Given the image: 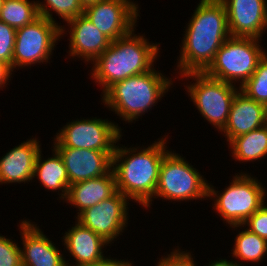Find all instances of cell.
<instances>
[{"label":"cell","mask_w":267,"mask_h":266,"mask_svg":"<svg viewBox=\"0 0 267 266\" xmlns=\"http://www.w3.org/2000/svg\"><path fill=\"white\" fill-rule=\"evenodd\" d=\"M189 19L177 56L175 77L188 72H204L218 49L230 37L227 12L221 0H199ZM178 73V75H177Z\"/></svg>","instance_id":"cell-1"},{"label":"cell","mask_w":267,"mask_h":266,"mask_svg":"<svg viewBox=\"0 0 267 266\" xmlns=\"http://www.w3.org/2000/svg\"><path fill=\"white\" fill-rule=\"evenodd\" d=\"M167 140L165 134L146 147L143 144L127 147L119 143L120 138L112 156L117 191L146 210L152 208L160 165L170 151Z\"/></svg>","instance_id":"cell-2"},{"label":"cell","mask_w":267,"mask_h":266,"mask_svg":"<svg viewBox=\"0 0 267 266\" xmlns=\"http://www.w3.org/2000/svg\"><path fill=\"white\" fill-rule=\"evenodd\" d=\"M135 30L112 41L92 63L89 79L101 87V95L118 81L150 71L158 61L161 44L149 41L145 34H135Z\"/></svg>","instance_id":"cell-3"},{"label":"cell","mask_w":267,"mask_h":266,"mask_svg":"<svg viewBox=\"0 0 267 266\" xmlns=\"http://www.w3.org/2000/svg\"><path fill=\"white\" fill-rule=\"evenodd\" d=\"M176 79L175 76L166 77L153 67L148 72L114 83L100 95L101 104L125 124L135 123L170 92Z\"/></svg>","instance_id":"cell-4"},{"label":"cell","mask_w":267,"mask_h":266,"mask_svg":"<svg viewBox=\"0 0 267 266\" xmlns=\"http://www.w3.org/2000/svg\"><path fill=\"white\" fill-rule=\"evenodd\" d=\"M231 177V182L223 191L208 183V199L214 201L213 211L219 214L226 226L242 225L267 201L265 185L258 177L245 171Z\"/></svg>","instance_id":"cell-5"},{"label":"cell","mask_w":267,"mask_h":266,"mask_svg":"<svg viewBox=\"0 0 267 266\" xmlns=\"http://www.w3.org/2000/svg\"><path fill=\"white\" fill-rule=\"evenodd\" d=\"M184 80L189 100L199 111L205 122H209L220 133L228 120L232 102L239 87L227 82L212 78L205 72H188L177 76ZM190 79H193L191 82ZM194 81V82H193ZM193 82V83H192ZM189 83V84H188Z\"/></svg>","instance_id":"cell-6"},{"label":"cell","mask_w":267,"mask_h":266,"mask_svg":"<svg viewBox=\"0 0 267 266\" xmlns=\"http://www.w3.org/2000/svg\"><path fill=\"white\" fill-rule=\"evenodd\" d=\"M261 41L256 38L230 36L204 72L212 78L241 88L256 71L260 59L267 52L260 45Z\"/></svg>","instance_id":"cell-7"},{"label":"cell","mask_w":267,"mask_h":266,"mask_svg":"<svg viewBox=\"0 0 267 266\" xmlns=\"http://www.w3.org/2000/svg\"><path fill=\"white\" fill-rule=\"evenodd\" d=\"M189 163L185 156L176 150L171 149L164 156L159 169L154 200L158 197L165 201L180 203L208 200V180Z\"/></svg>","instance_id":"cell-8"},{"label":"cell","mask_w":267,"mask_h":266,"mask_svg":"<svg viewBox=\"0 0 267 266\" xmlns=\"http://www.w3.org/2000/svg\"><path fill=\"white\" fill-rule=\"evenodd\" d=\"M60 24L39 16L32 23L16 29L13 52V73L24 68L52 61L51 57L61 36ZM57 43V44H56ZM15 70V71H14Z\"/></svg>","instance_id":"cell-9"},{"label":"cell","mask_w":267,"mask_h":266,"mask_svg":"<svg viewBox=\"0 0 267 266\" xmlns=\"http://www.w3.org/2000/svg\"><path fill=\"white\" fill-rule=\"evenodd\" d=\"M122 130L118 123L108 118H76L57 130L52 147L115 151L116 144L123 137Z\"/></svg>","instance_id":"cell-10"},{"label":"cell","mask_w":267,"mask_h":266,"mask_svg":"<svg viewBox=\"0 0 267 266\" xmlns=\"http://www.w3.org/2000/svg\"><path fill=\"white\" fill-rule=\"evenodd\" d=\"M129 202L130 200L125 195L117 191L110 198L86 208L74 218L111 245L119 240V236L123 235L122 233L128 226Z\"/></svg>","instance_id":"cell-11"},{"label":"cell","mask_w":267,"mask_h":266,"mask_svg":"<svg viewBox=\"0 0 267 266\" xmlns=\"http://www.w3.org/2000/svg\"><path fill=\"white\" fill-rule=\"evenodd\" d=\"M141 8L134 0H101L84 8V15L111 41L138 27Z\"/></svg>","instance_id":"cell-12"},{"label":"cell","mask_w":267,"mask_h":266,"mask_svg":"<svg viewBox=\"0 0 267 266\" xmlns=\"http://www.w3.org/2000/svg\"><path fill=\"white\" fill-rule=\"evenodd\" d=\"M66 34H69L67 57L69 59L81 58L86 65H91L112 42L84 14L67 21L65 25H61L63 39Z\"/></svg>","instance_id":"cell-13"},{"label":"cell","mask_w":267,"mask_h":266,"mask_svg":"<svg viewBox=\"0 0 267 266\" xmlns=\"http://www.w3.org/2000/svg\"><path fill=\"white\" fill-rule=\"evenodd\" d=\"M20 220L17 225L20 232V249L23 266H66L62 248L56 246L49 236L44 234L38 223L33 220Z\"/></svg>","instance_id":"cell-14"},{"label":"cell","mask_w":267,"mask_h":266,"mask_svg":"<svg viewBox=\"0 0 267 266\" xmlns=\"http://www.w3.org/2000/svg\"><path fill=\"white\" fill-rule=\"evenodd\" d=\"M230 36L263 40L267 30V0H221Z\"/></svg>","instance_id":"cell-15"},{"label":"cell","mask_w":267,"mask_h":266,"mask_svg":"<svg viewBox=\"0 0 267 266\" xmlns=\"http://www.w3.org/2000/svg\"><path fill=\"white\" fill-rule=\"evenodd\" d=\"M61 156L70 185L106 175L112 169L115 151L53 147Z\"/></svg>","instance_id":"cell-16"},{"label":"cell","mask_w":267,"mask_h":266,"mask_svg":"<svg viewBox=\"0 0 267 266\" xmlns=\"http://www.w3.org/2000/svg\"><path fill=\"white\" fill-rule=\"evenodd\" d=\"M74 223L75 225L73 224L65 231L64 236L60 237L65 247L63 252H69L68 255L75 261L65 258L66 266H89L103 260L106 257L105 249L111 245L78 221L75 220Z\"/></svg>","instance_id":"cell-17"},{"label":"cell","mask_w":267,"mask_h":266,"mask_svg":"<svg viewBox=\"0 0 267 266\" xmlns=\"http://www.w3.org/2000/svg\"><path fill=\"white\" fill-rule=\"evenodd\" d=\"M39 140L30 137L0 157V185L33 182L37 155L42 149Z\"/></svg>","instance_id":"cell-18"},{"label":"cell","mask_w":267,"mask_h":266,"mask_svg":"<svg viewBox=\"0 0 267 266\" xmlns=\"http://www.w3.org/2000/svg\"><path fill=\"white\" fill-rule=\"evenodd\" d=\"M267 124V107L248 97L240 89L232 102L227 123L221 134L229 143L233 138Z\"/></svg>","instance_id":"cell-19"},{"label":"cell","mask_w":267,"mask_h":266,"mask_svg":"<svg viewBox=\"0 0 267 266\" xmlns=\"http://www.w3.org/2000/svg\"><path fill=\"white\" fill-rule=\"evenodd\" d=\"M116 192V178L111 169L106 175L70 185L67 198L63 202L76 208L78 215L86 208L110 198Z\"/></svg>","instance_id":"cell-20"},{"label":"cell","mask_w":267,"mask_h":266,"mask_svg":"<svg viewBox=\"0 0 267 266\" xmlns=\"http://www.w3.org/2000/svg\"><path fill=\"white\" fill-rule=\"evenodd\" d=\"M52 155L44 158L42 149L37 155L33 180L38 179L41 186L46 191L57 192L62 202L67 198L69 190V180L66 167L59 153L51 147ZM35 178V179H34Z\"/></svg>","instance_id":"cell-21"},{"label":"cell","mask_w":267,"mask_h":266,"mask_svg":"<svg viewBox=\"0 0 267 266\" xmlns=\"http://www.w3.org/2000/svg\"><path fill=\"white\" fill-rule=\"evenodd\" d=\"M235 162H259L267 156V125L233 138L228 144Z\"/></svg>","instance_id":"cell-22"},{"label":"cell","mask_w":267,"mask_h":266,"mask_svg":"<svg viewBox=\"0 0 267 266\" xmlns=\"http://www.w3.org/2000/svg\"><path fill=\"white\" fill-rule=\"evenodd\" d=\"M229 227L236 231L238 229L237 236L235 235L234 238L233 248L230 252L232 254L230 256L234 258L238 266H246L244 265L245 262H247V266L248 262L254 263V265H259V262H263V259L267 257V241L257 234L250 232L243 225H232ZM236 259H239V261Z\"/></svg>","instance_id":"cell-23"},{"label":"cell","mask_w":267,"mask_h":266,"mask_svg":"<svg viewBox=\"0 0 267 266\" xmlns=\"http://www.w3.org/2000/svg\"><path fill=\"white\" fill-rule=\"evenodd\" d=\"M39 17L37 0H3L0 21L18 29Z\"/></svg>","instance_id":"cell-24"},{"label":"cell","mask_w":267,"mask_h":266,"mask_svg":"<svg viewBox=\"0 0 267 266\" xmlns=\"http://www.w3.org/2000/svg\"><path fill=\"white\" fill-rule=\"evenodd\" d=\"M37 7L39 16L57 24L59 23L55 20L56 17H53L54 12L65 23L84 13V8L79 0H38Z\"/></svg>","instance_id":"cell-25"},{"label":"cell","mask_w":267,"mask_h":266,"mask_svg":"<svg viewBox=\"0 0 267 266\" xmlns=\"http://www.w3.org/2000/svg\"><path fill=\"white\" fill-rule=\"evenodd\" d=\"M240 90L267 107V52L260 59L256 71L241 86Z\"/></svg>","instance_id":"cell-26"},{"label":"cell","mask_w":267,"mask_h":266,"mask_svg":"<svg viewBox=\"0 0 267 266\" xmlns=\"http://www.w3.org/2000/svg\"><path fill=\"white\" fill-rule=\"evenodd\" d=\"M15 35V28L0 21V61L6 63L12 71Z\"/></svg>","instance_id":"cell-27"},{"label":"cell","mask_w":267,"mask_h":266,"mask_svg":"<svg viewBox=\"0 0 267 266\" xmlns=\"http://www.w3.org/2000/svg\"><path fill=\"white\" fill-rule=\"evenodd\" d=\"M0 266H23L21 249L15 239L0 234Z\"/></svg>","instance_id":"cell-28"},{"label":"cell","mask_w":267,"mask_h":266,"mask_svg":"<svg viewBox=\"0 0 267 266\" xmlns=\"http://www.w3.org/2000/svg\"><path fill=\"white\" fill-rule=\"evenodd\" d=\"M181 249L179 246H176L167 254L161 258H157L158 262L155 263V266H197L198 263L194 261L195 256L192 254V251ZM194 256V257H193Z\"/></svg>","instance_id":"cell-29"},{"label":"cell","mask_w":267,"mask_h":266,"mask_svg":"<svg viewBox=\"0 0 267 266\" xmlns=\"http://www.w3.org/2000/svg\"><path fill=\"white\" fill-rule=\"evenodd\" d=\"M242 225L267 241V204L264 203Z\"/></svg>","instance_id":"cell-30"},{"label":"cell","mask_w":267,"mask_h":266,"mask_svg":"<svg viewBox=\"0 0 267 266\" xmlns=\"http://www.w3.org/2000/svg\"><path fill=\"white\" fill-rule=\"evenodd\" d=\"M110 256L111 255H108L107 257L106 255V257L103 260L89 266H134V262L130 261V259L128 260V258L119 260V258L116 257L112 258Z\"/></svg>","instance_id":"cell-31"},{"label":"cell","mask_w":267,"mask_h":266,"mask_svg":"<svg viewBox=\"0 0 267 266\" xmlns=\"http://www.w3.org/2000/svg\"><path fill=\"white\" fill-rule=\"evenodd\" d=\"M13 71L11 68L4 62L0 61V90L8 87V83L11 81ZM10 80V81H9Z\"/></svg>","instance_id":"cell-32"},{"label":"cell","mask_w":267,"mask_h":266,"mask_svg":"<svg viewBox=\"0 0 267 266\" xmlns=\"http://www.w3.org/2000/svg\"><path fill=\"white\" fill-rule=\"evenodd\" d=\"M219 260H211L209 261V263H206L208 265H204V266H238L237 262L234 260L230 261L226 258H218Z\"/></svg>","instance_id":"cell-33"},{"label":"cell","mask_w":267,"mask_h":266,"mask_svg":"<svg viewBox=\"0 0 267 266\" xmlns=\"http://www.w3.org/2000/svg\"><path fill=\"white\" fill-rule=\"evenodd\" d=\"M81 5L83 6V8L89 6V5H92V4H95L101 0H79Z\"/></svg>","instance_id":"cell-34"},{"label":"cell","mask_w":267,"mask_h":266,"mask_svg":"<svg viewBox=\"0 0 267 266\" xmlns=\"http://www.w3.org/2000/svg\"><path fill=\"white\" fill-rule=\"evenodd\" d=\"M2 3H3V0H0V8H1V6H2Z\"/></svg>","instance_id":"cell-35"}]
</instances>
